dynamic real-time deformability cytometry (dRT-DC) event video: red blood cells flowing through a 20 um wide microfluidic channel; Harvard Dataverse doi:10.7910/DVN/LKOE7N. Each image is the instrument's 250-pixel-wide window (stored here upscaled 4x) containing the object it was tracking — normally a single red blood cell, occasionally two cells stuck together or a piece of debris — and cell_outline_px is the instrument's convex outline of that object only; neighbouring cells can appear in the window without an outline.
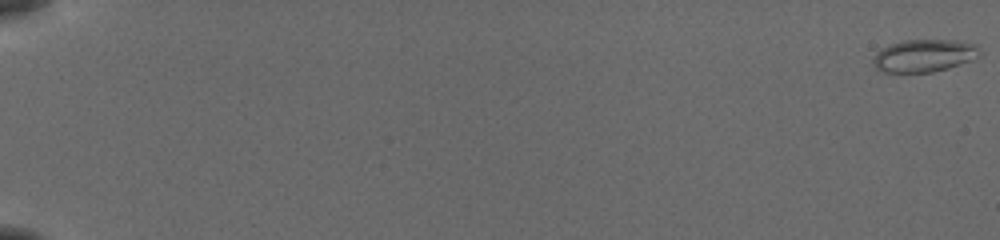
{"species": "common noctule bat (a hibernating species)", "species_latin": "Nyctalus noctula", "temperature_condition": "cold", "stored_images_in_passage": 56, "camera_frame_rate_fps": 3000, "um_per_image_px": 0.085, "animal": {"sex": "female", "body_mass_g": 19.5, "forearm_length_mm": 54.1}, "frame": {"image": 1, "passage_image": 1, "time_ms": 0.0, "image_size_px": [1000, 240], "cell_outline_px": [[980, 56], [972, 60], [948, 68], [932, 72], [880, 72], [872, 64], [872, 60], [876, 52], [892, 44], [904, 40], [956, 40], [976, 44], [980, 52]], "centroid_in_image_um": [78.55, 4.73], "position_along_channel_um": 6.4, "area_um2": 20.23}}
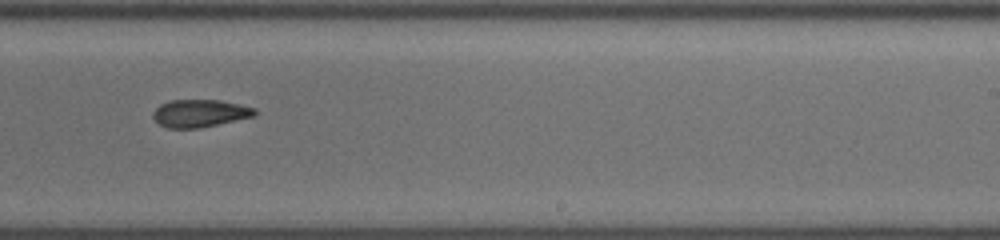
{"frame": {"image": 2, "passage_image": 38, "time_ms": 12.333, "image_size_px": [1000, 240], "cell_outline_px": [[256, 112], [252, 116], [200, 128], [168, 128], [160, 124], [152, 116], [152, 112], [160, 104], [168, 100], [220, 100], [240, 104], [256, 108]], "centroid_in_image_um": [16.95, 9.62], "position_along_channel_um": 272.0, "area_um2": 16.24}}
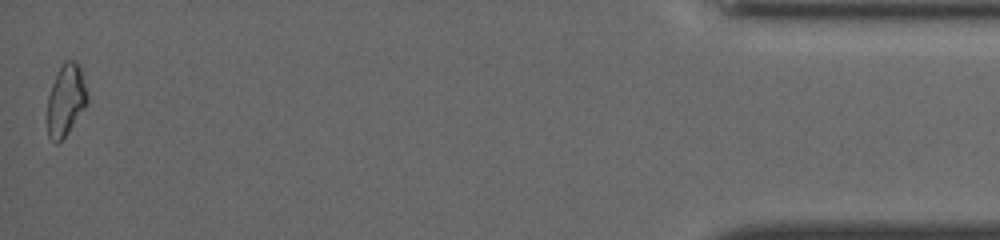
{"frame": {"image": 3, "passage_image": 56, "time_ms": 18.333, "image_size_px": [1000, 240], "cell_outline_px": [[88, 100], [68, 132], [56, 144], [48, 136], [48, 96], [56, 72], [64, 60], [76, 60], [80, 64], [88, 96]], "centroid_in_image_um": [5.59, 8.44], "position_along_channel_um": 429.6, "area_um2": 16.53}, "authors_computed_cell_mechanics": {"area_um2": 17.5423, "velocity_mm_per_s": 3.8852, "shape_relaxation_time_tau1_ms": 3.4994, "shape_relaxation_time_tau2_ms": 5.9087, "deformation_change_tau1": 0.0991, "deformation_change_tau2": 0.1072}}